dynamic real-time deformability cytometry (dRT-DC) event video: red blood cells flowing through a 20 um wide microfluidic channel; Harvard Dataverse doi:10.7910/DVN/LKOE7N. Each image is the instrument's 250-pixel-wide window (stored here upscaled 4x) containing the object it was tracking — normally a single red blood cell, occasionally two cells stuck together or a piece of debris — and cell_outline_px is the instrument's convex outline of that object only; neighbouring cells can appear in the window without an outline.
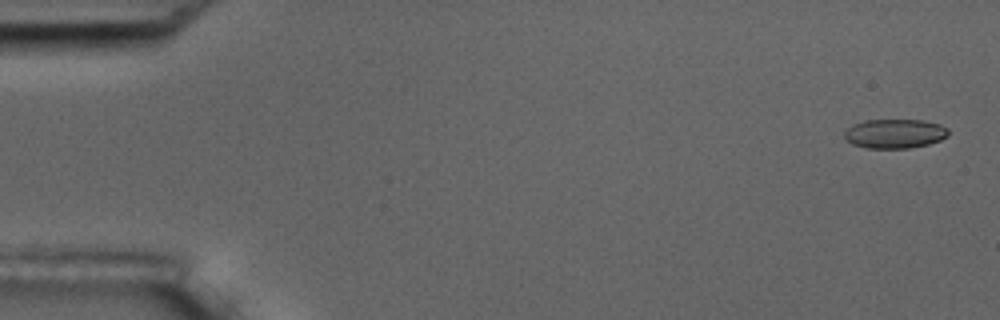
{"species": "common noctule bat (a hibernating species)", "species_latin": "Nyctalus noctula", "temperature_condition": "room temperature", "stored_images_in_passage": 6, "camera_frame_rate_fps": 3000, "um_per_image_px": 0.085, "animal": {"sex": "male", "body_mass_g": 17.5, "forearm_length_mm": 52.3}, "frame": {"image": 1, "passage_image": 1, "time_ms": 0.0, "image_size_px": [1000, 320], "cell_outline_px": [[948, 136], [940, 140], [928, 144], [908, 148], [864, 148], [852, 144], [844, 136], [844, 132], [852, 124], [864, 120], [920, 120], [940, 124], [948, 128]], "centroid_in_image_um": [76.04, 11.36], "position_along_channel_um": 9.0, "area_um2": 17.74}}
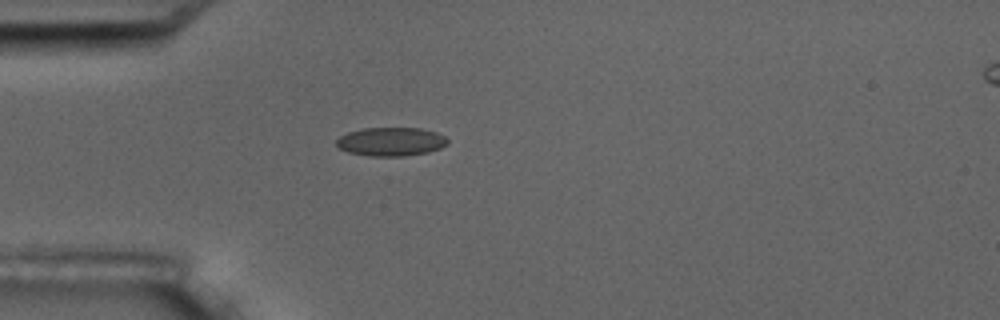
{"frame": {"image": 2, "passage_image": 5, "time_ms": 4.667, "image_size_px": [1000, 320], "cell_outline_px": [[448, 144], [440, 148], [428, 152], [404, 156], [368, 156], [348, 152], [336, 148], [336, 140], [340, 136], [348, 132], [364, 128], [420, 128], [436, 132], [444, 136], [448, 140]], "centroid_in_image_um": [33.21, 12.04], "position_along_channel_um": 51.8, "area_um2": 18.67}}